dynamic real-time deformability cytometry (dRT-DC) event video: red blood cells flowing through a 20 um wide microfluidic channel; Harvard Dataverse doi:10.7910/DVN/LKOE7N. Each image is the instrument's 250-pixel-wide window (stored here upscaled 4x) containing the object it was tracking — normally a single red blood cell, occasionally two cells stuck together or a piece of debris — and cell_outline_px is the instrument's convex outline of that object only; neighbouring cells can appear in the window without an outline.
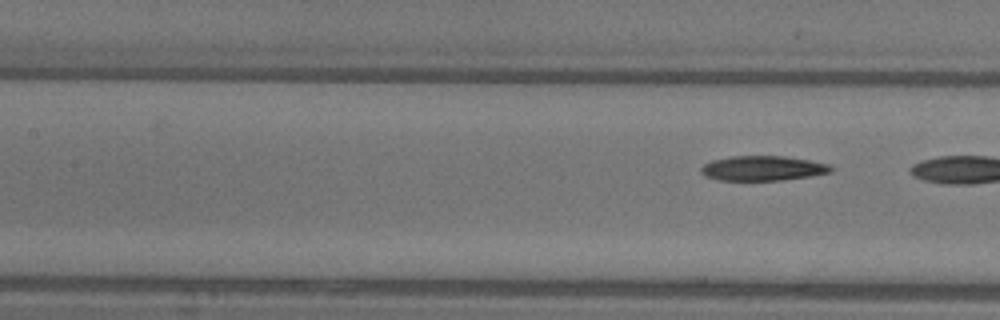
{"species": "common noctule bat (a hibernating species)", "species_latin": "Nyctalus noctula", "temperature_condition": "warm", "stored_images_in_passage": 4, "camera_frame_rate_fps": 3000, "um_per_image_px": 0.085, "animal": {"sex": "female"}, "frame": {"image": 1, "passage_image": 4, "time_ms": 1.0, "image_size_px": [1000, 320], "cell_outline_px": [[836, 168], [832, 172], [812, 176], [780, 180], [720, 180], [704, 176], [700, 172], [700, 168], [704, 164], [712, 160], [732, 156], [784, 156], [832, 164]], "centroid_in_image_um": [64.88, 14.3], "position_along_channel_um": 142.5, "area_um2": 18.96}}